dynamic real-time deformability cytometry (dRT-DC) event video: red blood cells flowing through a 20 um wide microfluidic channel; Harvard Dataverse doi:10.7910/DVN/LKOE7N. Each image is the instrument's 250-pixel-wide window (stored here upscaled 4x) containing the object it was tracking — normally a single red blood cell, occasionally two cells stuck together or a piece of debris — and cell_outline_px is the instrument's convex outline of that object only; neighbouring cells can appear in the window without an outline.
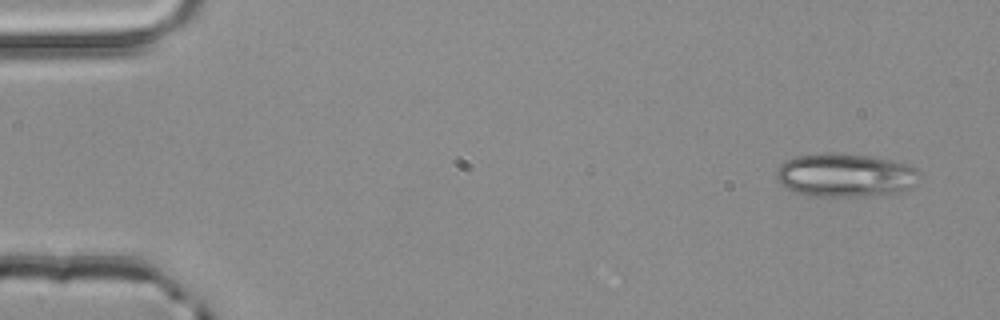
{"species": "common noctule bat (a hibernating species)", "species_latin": "Nyctalus noctula", "temperature_condition": "room temperature", "stored_images_in_passage": 4, "camera_frame_rate_fps": 3000, "um_per_image_px": 0.085, "animal": {"sex": "male", "body_mass_g": 20.4}, "frame": {"image": 1, "passage_image": 1, "time_ms": 0.0, "image_size_px": [1000, 320], "cell_outline_px": [[920, 172], [916, 184], [900, 192], [852, 196], [824, 196], [796, 192], [784, 188], [776, 180], [776, 168], [780, 164], [796, 156], [824, 152], [840, 152], [868, 156], [888, 160], [904, 164], [916, 168]], "centroid_in_image_um": [71.8, 14.87], "position_along_channel_um": 13.2, "area_um2": 36.13}}